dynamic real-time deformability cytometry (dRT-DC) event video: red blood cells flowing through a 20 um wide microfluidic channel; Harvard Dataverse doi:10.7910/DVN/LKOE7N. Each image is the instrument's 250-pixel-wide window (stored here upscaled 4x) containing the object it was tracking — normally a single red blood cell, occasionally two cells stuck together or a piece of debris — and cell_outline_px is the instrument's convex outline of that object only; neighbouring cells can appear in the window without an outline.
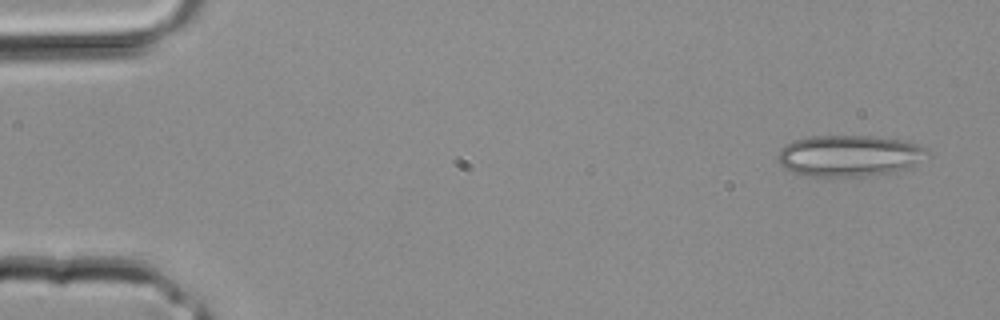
{"species": "common noctule bat (a hibernating species)", "species_latin": "Nyctalus noctula", "temperature_condition": "room temperature", "stored_images_in_passage": 4, "camera_frame_rate_fps": 3000, "um_per_image_px": 0.085, "animal": {"sex": "male", "body_mass_g": 20.4}, "frame": {"image": 1, "passage_image": 1, "time_ms": 0.0, "image_size_px": [1000, 320], "cell_outline_px": [[932, 156], [908, 168], [896, 172], [876, 176], [804, 176], [792, 172], [784, 168], [780, 164], [780, 148], [784, 144], [792, 140], [808, 136], [872, 136], [904, 140], [928, 148]], "centroid_in_image_um": [72.26, 13.24], "position_along_channel_um": 12.7, "area_um2": 36.7}}